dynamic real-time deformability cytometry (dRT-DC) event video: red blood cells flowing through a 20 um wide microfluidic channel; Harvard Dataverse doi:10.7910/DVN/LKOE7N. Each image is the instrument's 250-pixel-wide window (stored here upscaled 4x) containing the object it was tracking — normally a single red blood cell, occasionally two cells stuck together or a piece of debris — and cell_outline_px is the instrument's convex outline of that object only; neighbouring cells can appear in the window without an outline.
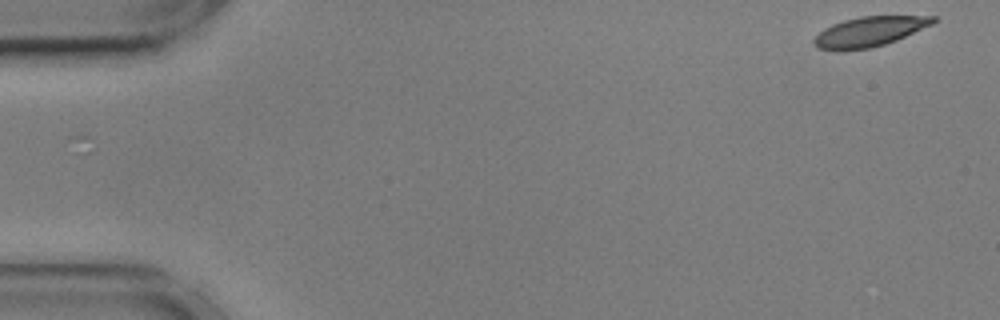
{"species": "common noctule bat (a hibernating species)", "species_latin": "Nyctalus noctula", "temperature_condition": "cold", "stored_images_in_passage": 49, "camera_frame_rate_fps": 3000, "um_per_image_px": 0.085, "animal": {"sex": "male", "body_mass_g": 17.9, "forearm_length_mm": 54.2}, "frame": {"image": 1, "passage_image": 1, "time_ms": 0.0, "image_size_px": [1000, 320], "cell_outline_px": [[940, 20], [932, 24], [896, 40], [884, 44], [868, 48], [844, 52], [836, 52], [816, 48], [812, 44], [812, 40], [824, 28], [832, 24], [844, 20], [860, 16], [936, 16]], "centroid_in_image_um": [73.84, 2.71], "position_along_channel_um": 11.2, "area_um2": 21.04}}
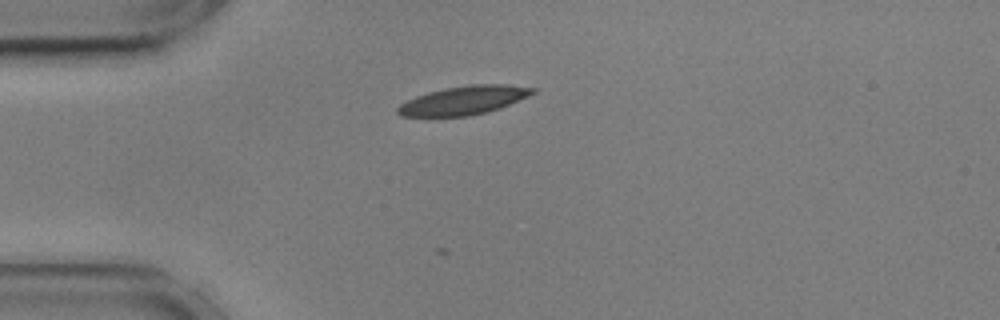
{"frame": {"image": 2, "passage_image": 13, "time_ms": 4.0, "image_size_px": [1000, 320], "cell_outline_px": [[536, 92], [528, 96], [500, 108], [488, 112], [468, 116], [400, 116], [396, 112], [396, 108], [400, 104], [416, 96], [428, 92], [444, 88], [468, 84], [508, 84], [536, 88]], "centroid_in_image_um": [39.43, 8.52], "position_along_channel_um": 45.6, "area_um2": 22.6}}
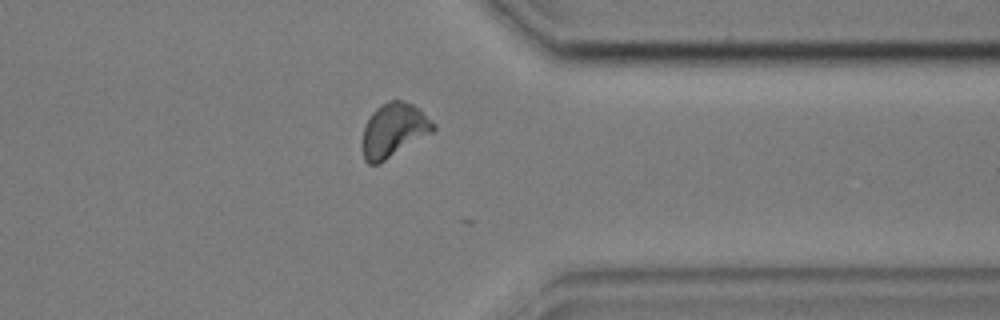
{"frame": {"image": 3, "passage_image": 43, "time_ms": 14.0, "image_size_px": [1000, 320], "cell_outline_px": [[436, 128], [432, 132], [380, 164], [368, 164], [364, 160], [360, 148], [360, 144], [364, 128], [372, 112], [380, 104], [388, 100], [400, 100], [412, 104], [420, 108], [436, 124]], "centroid_in_image_um": [33.44, 11.08], "position_along_channel_um": 378.0, "area_um2": 22.66}}